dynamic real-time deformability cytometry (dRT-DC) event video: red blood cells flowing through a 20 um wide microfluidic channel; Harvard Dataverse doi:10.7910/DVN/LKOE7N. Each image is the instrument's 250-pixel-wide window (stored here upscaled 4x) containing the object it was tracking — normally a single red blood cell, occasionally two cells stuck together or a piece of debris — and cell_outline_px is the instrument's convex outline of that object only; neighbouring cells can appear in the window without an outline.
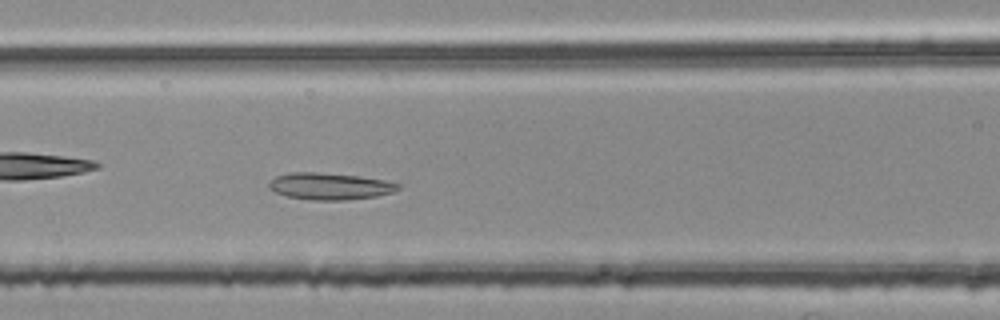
{"species": "common noctule bat (a hibernating species)", "species_latin": "Nyctalus noctula", "temperature_condition": "room temperature", "stored_images_in_passage": 48, "camera_frame_rate_fps": 3000, "um_per_image_px": 0.085, "animal": {"sex": "female", "body_mass_g": 25.1}, "frame": {"image": 1, "passage_image": 19, "time_ms": 6.0, "image_size_px": [1000, 320], "cell_outline_px": [[404, 184], [400, 188], [392, 192], [376, 196], [344, 200], [312, 200], [284, 196], [268, 188], [268, 184], [276, 176], [288, 172], [320, 172], [360, 176], [384, 180]], "centroid_in_image_um": [28.04, 15.82], "position_along_channel_um": 138.6, "area_um2": 20.35}}
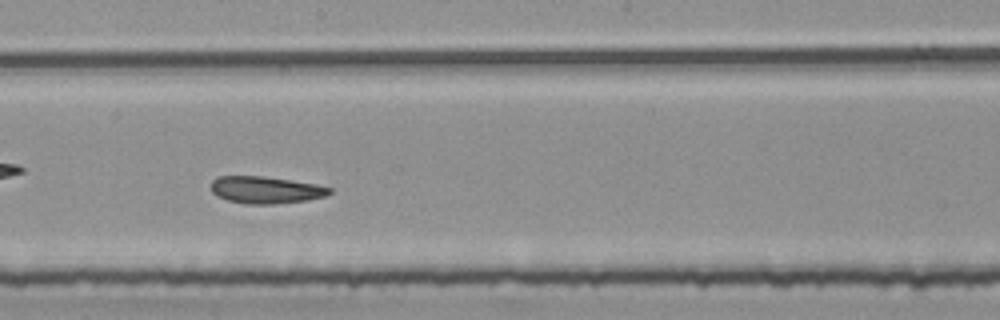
{"frame": {"image": 2, "passage_image": 26, "time_ms": 8.333, "image_size_px": [1000, 320], "cell_outline_px": [[332, 192], [324, 196], [308, 200], [276, 204], [248, 204], [228, 200], [216, 196], [212, 192], [212, 180], [216, 176], [264, 176], [316, 184], [332, 188]], "centroid_in_image_um": [22.58, 16.14], "position_along_channel_um": 225.6, "area_um2": 18.73}}
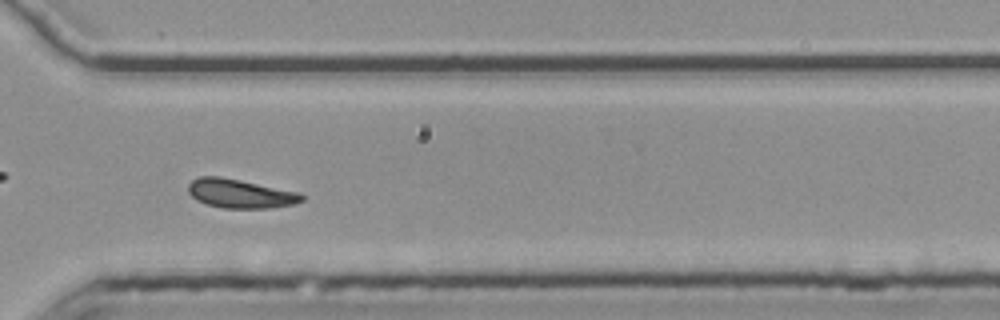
{"frame": {"image": 3, "passage_image": 36, "time_ms": 11.667, "image_size_px": [1000, 320], "cell_outline_px": [[304, 200], [296, 204], [268, 208], [224, 208], [204, 204], [196, 200], [188, 192], [188, 184], [192, 180], [200, 176], [220, 176], [300, 192], [304, 196]], "centroid_in_image_um": [20.42, 16.46], "position_along_channel_um": 350.2, "area_um2": 19.31}, "authors_computed_cell_mechanics": {"area_um2": 19.5364, "velocity_mm_per_s": 3.7431, "shape_relaxation_time_tau1_ms": null, "shape_relaxation_time_tau2_ms": 4.9036, "deformation_change_tau1": null, "deformation_change_tau2": 0.1209}}